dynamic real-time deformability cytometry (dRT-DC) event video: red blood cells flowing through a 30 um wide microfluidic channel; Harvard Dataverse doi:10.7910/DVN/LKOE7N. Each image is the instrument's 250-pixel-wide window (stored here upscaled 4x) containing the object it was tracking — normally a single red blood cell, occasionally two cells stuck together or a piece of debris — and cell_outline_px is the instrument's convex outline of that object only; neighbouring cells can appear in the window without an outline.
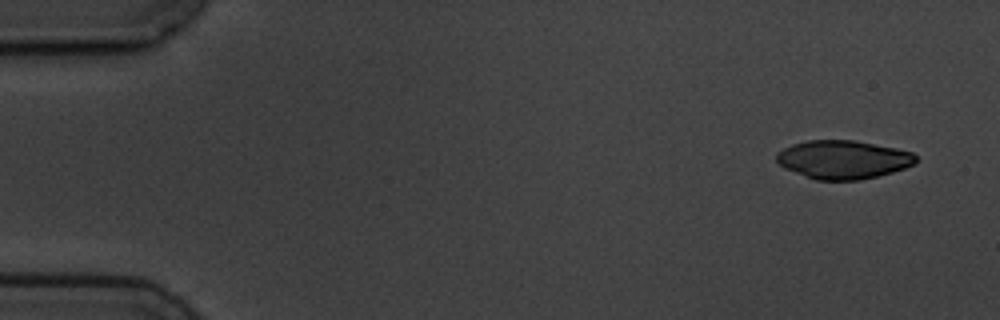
{"species": "common noctule bat (a hibernating species)", "species_latin": "Nyctalus noctula", "temperature_condition": "cold", "stored_images_in_passage": 6, "camera_frame_rate_fps": 3000, "um_per_image_px": 0.085, "animal": {"sex": "male", "body_mass_g": 19.5, "forearm_length_mm": 54.6}, "frame": {"image": 1, "passage_image": 1, "time_ms": 0.0, "image_size_px": [1000, 320], "cell_outline_px": [[916, 164], [892, 172], [860, 180], [816, 180], [784, 168], [776, 160], [776, 152], [792, 144], [808, 140], [852, 140], [896, 148], [912, 152], [916, 156]], "centroid_in_image_um": [71.65, 13.56], "position_along_channel_um": 13.3, "area_um2": 31.15}}